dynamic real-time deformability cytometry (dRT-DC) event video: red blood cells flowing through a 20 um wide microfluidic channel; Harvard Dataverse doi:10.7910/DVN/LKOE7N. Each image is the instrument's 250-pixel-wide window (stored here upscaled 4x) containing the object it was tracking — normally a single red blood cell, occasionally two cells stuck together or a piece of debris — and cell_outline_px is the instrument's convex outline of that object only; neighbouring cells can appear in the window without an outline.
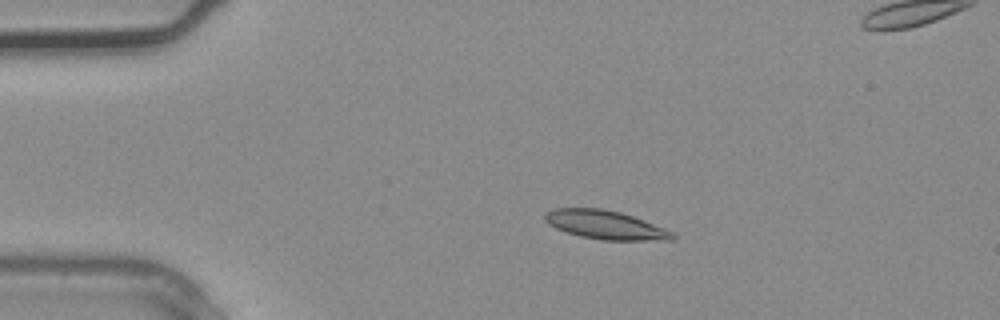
{"species": "common noctule bat (a hibernating species)", "species_latin": "Nyctalus noctula", "temperature_condition": "warm", "stored_images_in_passage": 4, "camera_frame_rate_fps": 3000, "um_per_image_px": 0.085, "animal": {"sex": "male", "body_mass_g": 20.4}, "frame": {"image": 1, "passage_image": 2, "time_ms": 0.333, "image_size_px": [1000, 320], "cell_outline_px": [[676, 236], [672, 240], [604, 240], [580, 236], [556, 228], [548, 224], [544, 220], [544, 216], [548, 212], [556, 208], [600, 208], [620, 212], [644, 220], [664, 228], [672, 232]], "centroid_in_image_um": [51.46, 19.11], "position_along_channel_um": 33.5, "area_um2": 21.1}}